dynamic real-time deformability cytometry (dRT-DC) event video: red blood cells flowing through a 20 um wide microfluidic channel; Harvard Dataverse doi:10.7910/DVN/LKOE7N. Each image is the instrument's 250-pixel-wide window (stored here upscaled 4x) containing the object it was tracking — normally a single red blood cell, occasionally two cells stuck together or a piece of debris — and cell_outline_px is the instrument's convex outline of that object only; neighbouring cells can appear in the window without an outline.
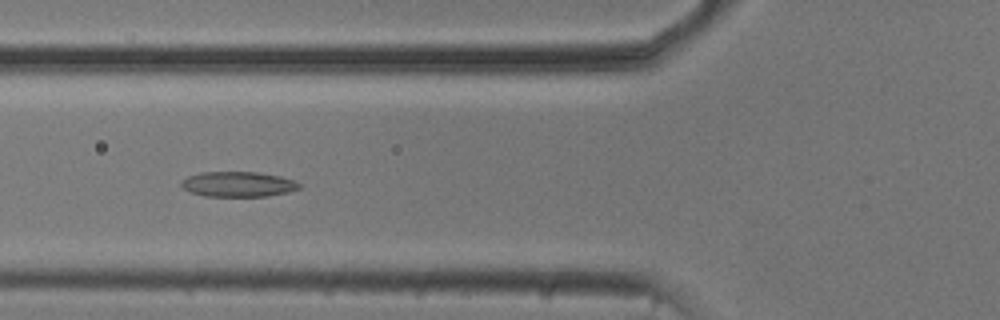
{"species": "common noctule bat (a hibernating species)", "species_latin": "Nyctalus noctula", "temperature_condition": "cold", "stored_images_in_passage": 52, "camera_frame_rate_fps": 3000, "um_per_image_px": 0.085, "animal": {"sex": "male", "body_mass_g": 20.5, "forearm_length_mm": 52.5}, "frame": {"image": 1, "passage_image": 18, "time_ms": 5.667, "image_size_px": [1000, 320], "cell_outline_px": [[300, 188], [288, 192], [268, 196], [204, 196], [192, 192], [184, 188], [180, 184], [180, 180], [188, 176], [200, 172], [256, 172], [280, 176], [292, 180], [300, 184]], "centroid_in_image_um": [20.21, 15.65], "position_along_channel_um": 105.6, "area_um2": 17.22}}
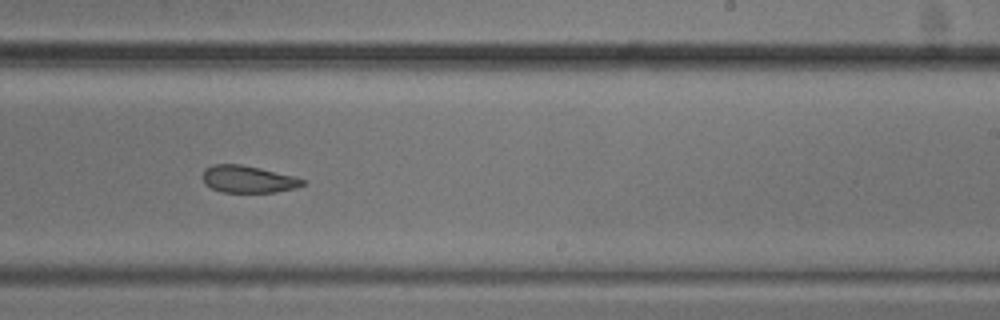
{"frame": {"image": 2, "passage_image": 31, "time_ms": 10.0, "image_size_px": [1000, 320], "cell_outline_px": [[308, 184], [296, 188], [276, 192], [220, 192], [204, 184], [200, 176], [204, 168], [212, 164], [240, 164], [260, 168], [296, 176], [308, 180]], "centroid_in_image_um": [21.1, 15.23], "position_along_channel_um": 267.9, "area_um2": 16.3}}
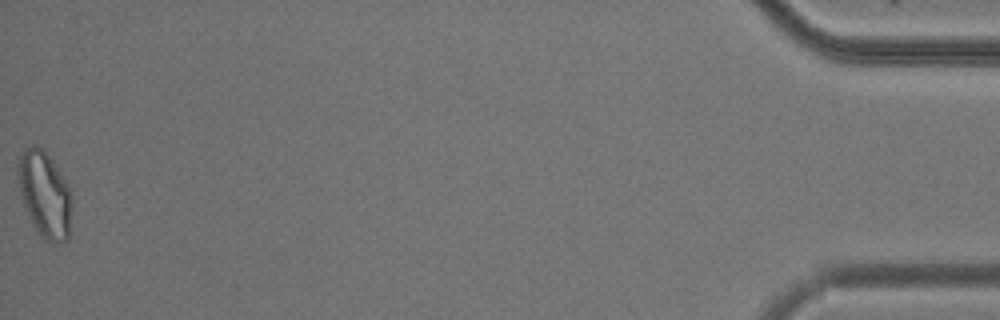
{"frame": {"image": 3, "passage_image": 52, "time_ms": 17.0, "image_size_px": [1000, 320], "cell_outline_px": [[72, 200], [68, 240], [44, 240], [32, 224], [24, 204], [20, 192], [16, 176], [16, 164], [24, 148], [32, 144], [36, 144], [52, 160], [60, 172], [68, 188]], "centroid_in_image_um": [3.76, 16.48], "position_along_channel_um": 431.4, "area_um2": 26.7}, "authors_computed_cell_mechanics": {"area_um2": 18.4382, "velocity_mm_per_s": 3.7356, "shape_relaxation_time_tau1_ms": 8.0716, "shape_relaxation_time_tau2_ms": 2.7874, "deformation_change_tau1": 0.1627, "deformation_change_tau2": 0.0851}}